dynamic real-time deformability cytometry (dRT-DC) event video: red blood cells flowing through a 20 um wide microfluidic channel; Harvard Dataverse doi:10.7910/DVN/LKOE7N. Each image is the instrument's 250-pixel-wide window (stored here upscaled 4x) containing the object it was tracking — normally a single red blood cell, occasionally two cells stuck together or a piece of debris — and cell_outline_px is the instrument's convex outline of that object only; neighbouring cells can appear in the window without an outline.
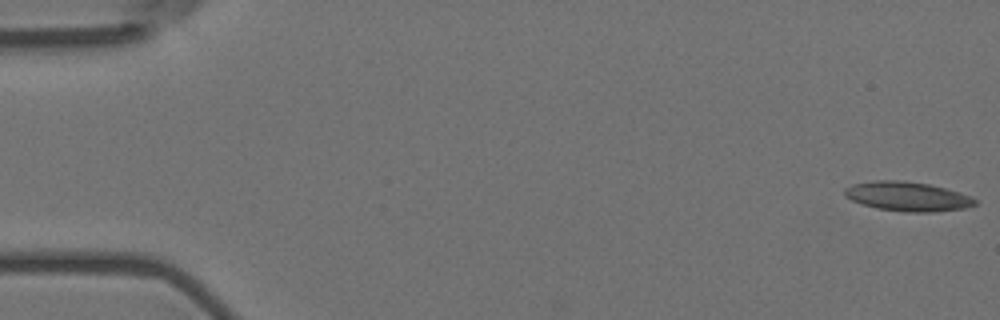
{"species": "Egyptian fruit bat (a non-hibernating species)", "species_latin": "Rousettus aegyptiacus", "temperature_condition": "room temperature", "stored_images_in_passage": 58, "segment_of_instrument_passage": [1, 2], "camera_frame_rate_fps": 3000, "um_per_image_px": 0.085, "animal": {"sex": "female"}, "frame": {"image": 1, "passage_image": 1, "time_ms": 0.0, "image_size_px": [1000, 320], "cell_outline_px": [[976, 204], [964, 208], [932, 212], [904, 212], [876, 208], [852, 200], [844, 196], [844, 188], [852, 184], [876, 180], [904, 180], [928, 184], [944, 188], [968, 196], [976, 200]], "centroid_in_image_um": [77.08, 16.69], "position_along_channel_um": 7.9, "area_um2": 22.08}}
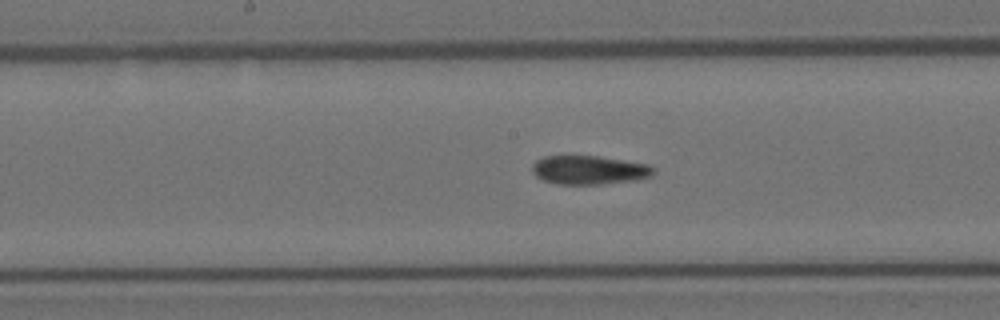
{"frame": {"image": 2, "passage_image": 29, "time_ms": 9.333, "image_size_px": [1000, 320], "cell_outline_px": [[656, 172], [652, 176], [636, 180], [600, 184], [556, 184], [544, 180], [536, 176], [532, 172], [532, 164], [536, 160], [544, 156], [600, 156], [648, 164], [656, 168]], "centroid_in_image_um": [50.1, 14.45], "position_along_channel_um": 198.1, "area_um2": 20.52}}
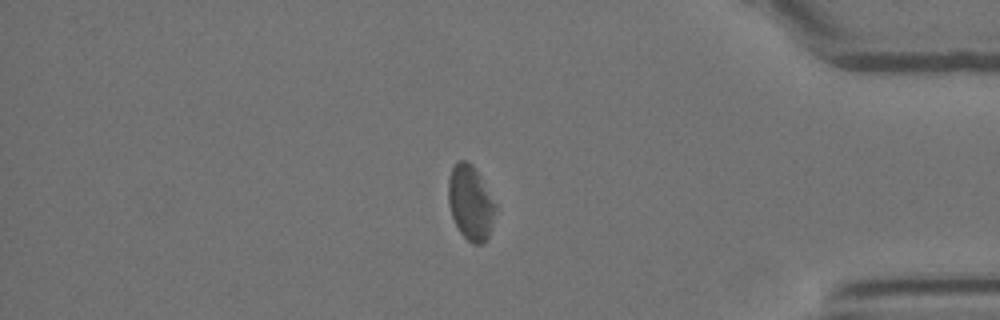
{"frame": {"image": 3, "passage_image": 48, "time_ms": 15.667, "image_size_px": [1000, 320], "cell_outline_px": [[496, 208], [488, 236], [480, 244], [472, 244], [460, 232], [452, 216], [448, 204], [448, 180], [452, 168], [456, 160], [468, 160], [472, 164], [496, 204]], "centroid_in_image_um": [39.96, 17.2], "position_along_channel_um": 395.2, "area_um2": 20.23}}